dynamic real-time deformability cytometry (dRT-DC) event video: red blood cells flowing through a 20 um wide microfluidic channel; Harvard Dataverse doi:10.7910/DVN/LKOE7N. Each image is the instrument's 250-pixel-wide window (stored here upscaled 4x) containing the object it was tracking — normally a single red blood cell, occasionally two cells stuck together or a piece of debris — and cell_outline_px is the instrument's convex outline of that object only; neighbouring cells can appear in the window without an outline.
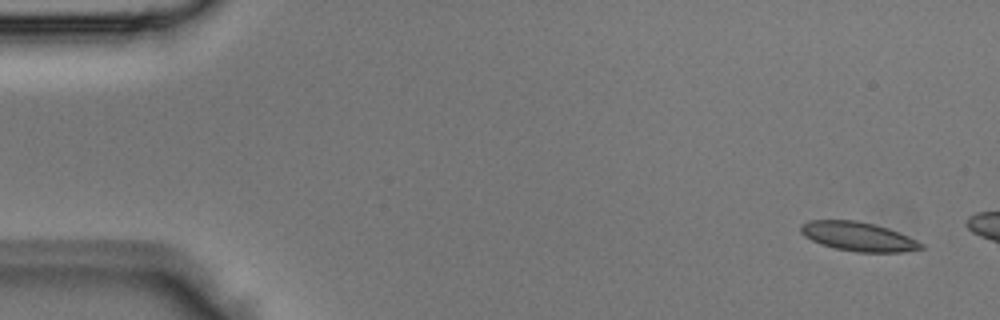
{"species": "Egyptian fruit bat (a non-hibernating species)", "species_latin": "Rousettus aegyptiacus", "temperature_condition": "room temperature", "stored_images_in_passage": 3, "camera_frame_rate_fps": 3000, "um_per_image_px": 0.085, "animal": {"sex": "male"}, "frame": {"image": 1, "passage_image": 1, "time_ms": 0.0, "image_size_px": [1000, 320], "cell_outline_px": [[924, 248], [900, 252], [856, 252], [836, 248], [820, 244], [804, 236], [800, 232], [800, 224], [808, 220], [856, 220], [888, 228], [908, 236], [924, 244]], "centroid_in_image_um": [72.92, 20.1], "position_along_channel_um": 12.1, "area_um2": 20.35}}